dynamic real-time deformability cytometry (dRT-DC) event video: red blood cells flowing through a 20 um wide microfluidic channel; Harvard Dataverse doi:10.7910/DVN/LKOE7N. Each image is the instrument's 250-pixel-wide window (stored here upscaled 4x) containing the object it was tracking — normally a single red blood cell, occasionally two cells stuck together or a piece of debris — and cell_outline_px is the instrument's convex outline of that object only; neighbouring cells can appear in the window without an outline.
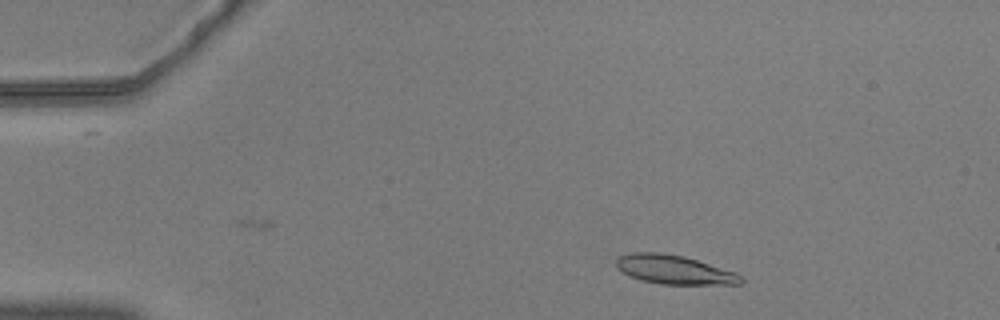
{"species": "common noctule bat (a hibernating species)", "species_latin": "Nyctalus noctula", "temperature_condition": "warm", "stored_images_in_passage": 53, "camera_frame_rate_fps": 3000, "um_per_image_px": 0.085, "animal": {"sex": "male", "body_mass_g": 20.5, "forearm_length_mm": 52.5}, "frame": {"image": 1, "passage_image": 7, "time_ms": 2.0, "image_size_px": [1000, 320], "cell_outline_px": [[744, 280], [740, 284], [660, 284], [640, 280], [628, 276], [620, 272], [616, 268], [616, 260], [620, 256], [632, 252], [660, 252], [684, 256], [736, 272]], "centroid_in_image_um": [57.26, 22.92], "position_along_channel_um": 27.7, "area_um2": 21.15}}
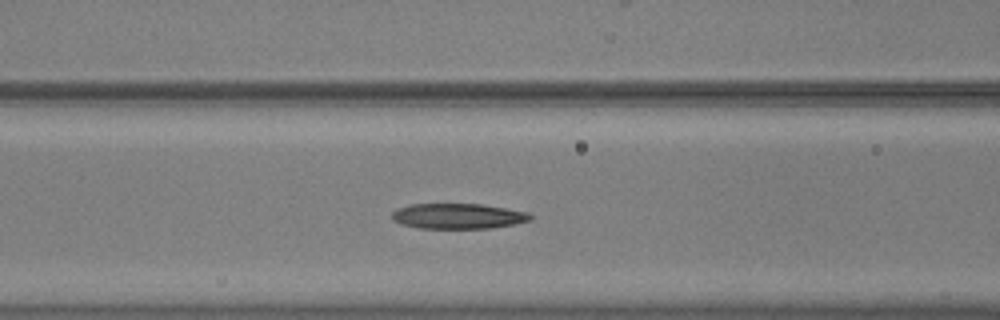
{"frame": {"image": 2, "passage_image": 21, "time_ms": 6.667, "image_size_px": [1000, 320], "cell_outline_px": [[532, 220], [512, 224], [488, 228], [420, 228], [400, 224], [392, 220], [392, 212], [396, 208], [408, 204], [484, 204], [528, 212], [532, 216]], "centroid_in_image_um": [38.89, 18.36], "position_along_channel_um": 127.7, "area_um2": 20.52}}
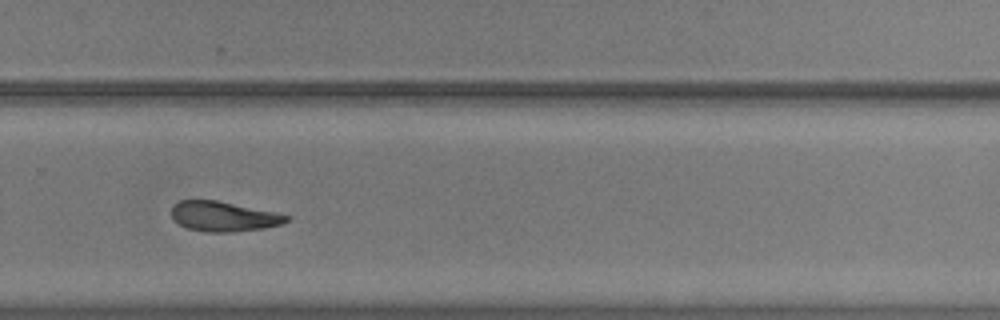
{"frame": {"image": 3, "passage_image": 36, "time_ms": 11.667, "image_size_px": [1000, 320], "cell_outline_px": [[292, 216], [288, 220], [280, 224], [264, 228], [232, 232], [204, 232], [188, 228], [180, 224], [172, 216], [172, 204], [180, 200], [216, 200], [276, 212]], "centroid_in_image_um": [19.01, 18.39], "position_along_channel_um": 310.8, "area_um2": 20.0}, "authors_computed_cell_mechanics": {"area_um2": 20.519, "velocity_mm_per_s": 3.6701, "shape_relaxation_time_tau1_ms": 9.4448, "shape_relaxation_time_tau2_ms": 9.1395, "deformation_change_tau1": 0.2478, "deformation_change_tau2": 0.1773}}